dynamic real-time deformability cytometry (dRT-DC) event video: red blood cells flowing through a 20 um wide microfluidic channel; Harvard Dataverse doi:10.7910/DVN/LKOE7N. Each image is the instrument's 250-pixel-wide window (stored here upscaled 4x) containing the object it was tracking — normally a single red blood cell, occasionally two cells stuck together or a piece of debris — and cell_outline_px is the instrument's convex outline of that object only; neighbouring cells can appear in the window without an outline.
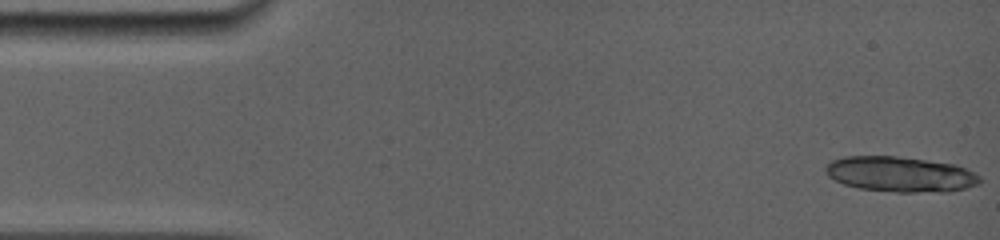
{"species": "common noctule bat (a hibernating species)", "species_latin": "Nyctalus noctula", "temperature_condition": "room temperature", "stored_images_in_passage": 11, "camera_frame_rate_fps": 5000, "um_per_image_px": 0.085, "animal": {"sex": "female", "body_mass_g": 19.0, "forearm_length_mm": 56.7}, "frame": {"image": 1, "passage_image": 1, "time_ms": 0.0, "image_size_px": [1000, 240], "cell_outline_px": [[984, 180], [980, 184], [964, 188], [944, 192], [896, 192], [860, 188], [844, 184], [828, 176], [824, 172], [824, 168], [832, 160], [844, 156], [896, 156], [956, 164], [980, 176]], "centroid_in_image_um": [76.54, 14.81], "position_along_channel_um": 8.5, "area_um2": 31.79}}